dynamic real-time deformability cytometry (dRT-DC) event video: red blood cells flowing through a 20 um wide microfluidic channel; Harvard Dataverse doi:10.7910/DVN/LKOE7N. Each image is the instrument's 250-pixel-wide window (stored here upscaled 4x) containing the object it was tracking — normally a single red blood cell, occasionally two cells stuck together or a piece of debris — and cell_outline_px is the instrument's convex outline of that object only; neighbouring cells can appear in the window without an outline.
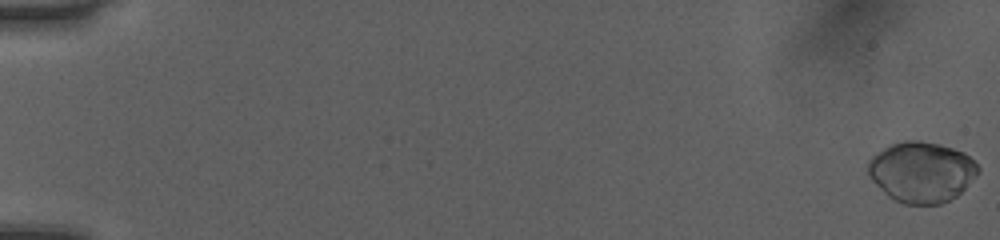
{"species": "human", "species_latin": "Homo sapiens", "temperature_condition": "room temperature", "stored_images_in_passage": 52, "camera_frame_rate_fps": 3000, "um_per_image_px": 0.085, "donor": {"sex": "female"}, "frame": {"image": 1, "passage_image": 1, "time_ms": 0.0, "image_size_px": [1000, 240], "cell_outline_px": [[980, 172], [956, 196], [940, 204], [904, 204], [888, 196], [872, 180], [868, 172], [868, 160], [872, 156], [884, 148], [892, 144], [904, 140], [920, 140], [952, 148], [964, 152], [980, 168]], "centroid_in_image_um": [78.33, 14.61], "position_along_channel_um": 6.7, "area_um2": 38.55}}
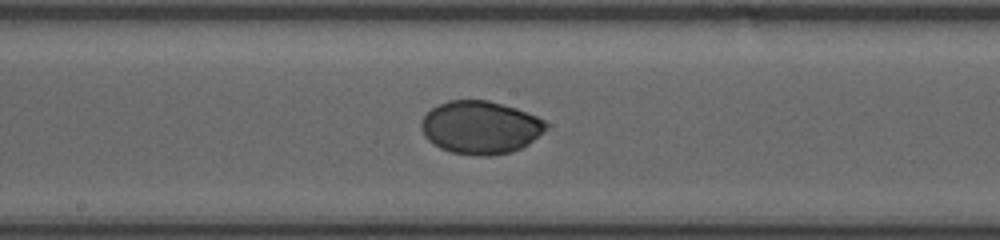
{"frame": {"image": 2, "passage_image": 30, "time_ms": 9.667, "image_size_px": [1000, 240], "cell_outline_px": [[548, 128], [528, 144], [512, 152], [488, 156], [480, 156], [452, 152], [440, 148], [432, 144], [424, 136], [420, 128], [420, 120], [432, 108], [448, 100], [488, 100], [516, 108], [536, 116], [544, 120], [548, 124]], "centroid_in_image_um": [40.82, 10.83], "position_along_channel_um": 207.4, "area_um2": 38.61}}
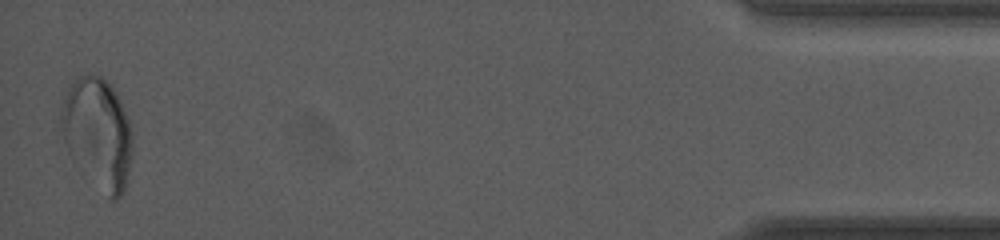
{"frame": {"image": 3, "passage_image": 52, "time_ms": 17.0, "image_size_px": [1000, 240], "cell_outline_px": [[132, 152], [128, 172], [124, 188], [120, 196], [116, 200], [108, 200], [68, 152], [64, 140], [60, 124], [60, 108], [68, 88], [80, 76], [92, 72], [100, 76], [116, 92], [120, 100], [128, 120], [132, 132]], "centroid_in_image_um": [8.3, 11.32], "position_along_channel_um": 426.9, "area_um2": 45.66}, "authors_computed_cell_mechanics": {"area_um2": 38.148, "velocity_mm_per_s": 4.0666, "shape_relaxation_time_tau1_ms": 3.937, "shape_relaxation_time_tau2_ms": null, "deformation_change_tau1": 0.149, "deformation_change_tau2": null}}